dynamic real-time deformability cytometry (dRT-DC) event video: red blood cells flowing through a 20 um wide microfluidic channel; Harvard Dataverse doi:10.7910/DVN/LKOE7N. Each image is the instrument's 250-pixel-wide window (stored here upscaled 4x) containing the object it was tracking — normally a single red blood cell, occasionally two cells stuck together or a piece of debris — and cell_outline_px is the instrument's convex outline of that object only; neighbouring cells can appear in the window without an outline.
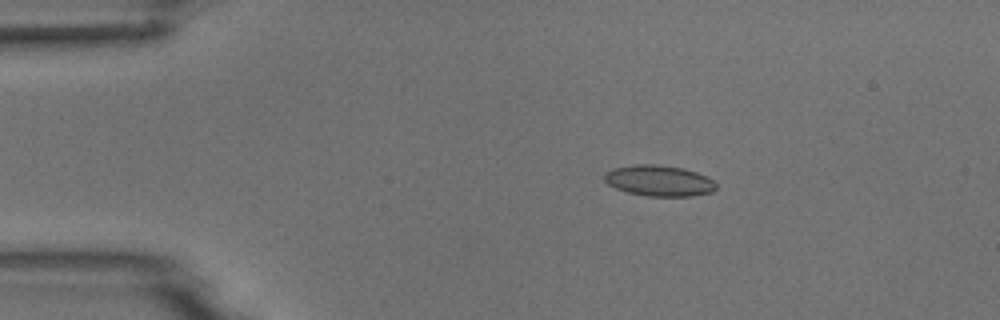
{"species": "common noctule bat (a hibernating species)", "species_latin": "Nyctalus noctula", "temperature_condition": "room temperature", "stored_images_in_passage": 13, "camera_frame_rate_fps": 3000, "um_per_image_px": 0.085, "animal": {"sex": "male", "body_mass_g": 18.8}, "frame": {"image": 1, "passage_image": 1, "time_ms": 0.0, "image_size_px": [1000, 320], "cell_outline_px": [[716, 188], [712, 192], [692, 196], [648, 196], [628, 192], [616, 188], [608, 184], [604, 180], [604, 176], [612, 168], [632, 164], [656, 164], [684, 168], [708, 176], [716, 184]], "centroid_in_image_um": [56.03, 15.35], "position_along_channel_um": 29.0, "area_um2": 20.17}}
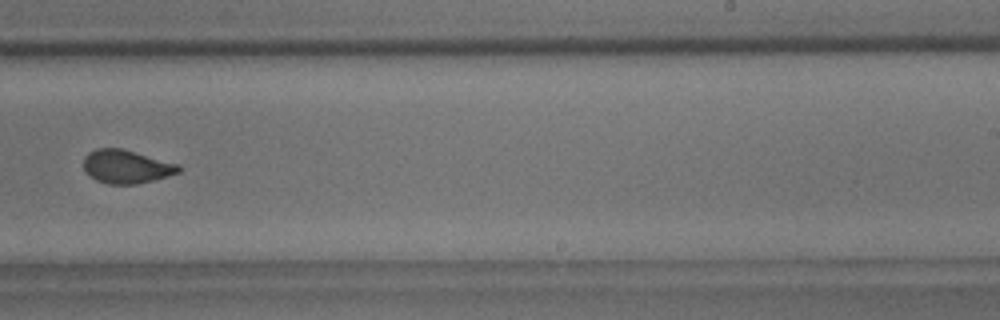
{"frame": {"image": 2, "passage_image": 8, "time_ms": 8.0, "image_size_px": [1000, 320], "cell_outline_px": [[180, 172], [168, 176], [136, 184], [108, 184], [96, 180], [88, 176], [84, 172], [84, 156], [88, 152], [96, 148], [120, 148], [180, 164]], "centroid_in_image_um": [10.71, 14.16], "position_along_channel_um": 278.3, "area_um2": 18.61}}
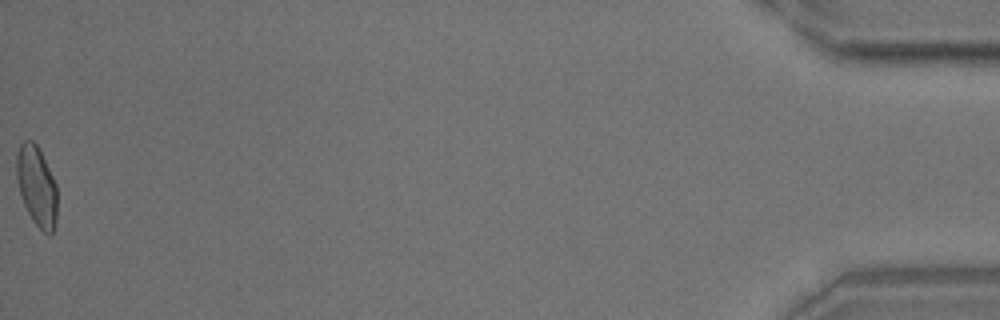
{"frame": {"image": 3, "passage_image": 13, "time_ms": 14.667, "image_size_px": [1000, 320], "cell_outline_px": [[56, 224], [52, 232], [48, 236], [32, 220], [24, 204], [20, 192], [16, 176], [16, 156], [20, 144], [24, 140], [32, 140], [36, 144], [56, 184]], "centroid_in_image_um": [3.11, 15.83], "position_along_channel_um": 432.1, "area_um2": 18.67}}